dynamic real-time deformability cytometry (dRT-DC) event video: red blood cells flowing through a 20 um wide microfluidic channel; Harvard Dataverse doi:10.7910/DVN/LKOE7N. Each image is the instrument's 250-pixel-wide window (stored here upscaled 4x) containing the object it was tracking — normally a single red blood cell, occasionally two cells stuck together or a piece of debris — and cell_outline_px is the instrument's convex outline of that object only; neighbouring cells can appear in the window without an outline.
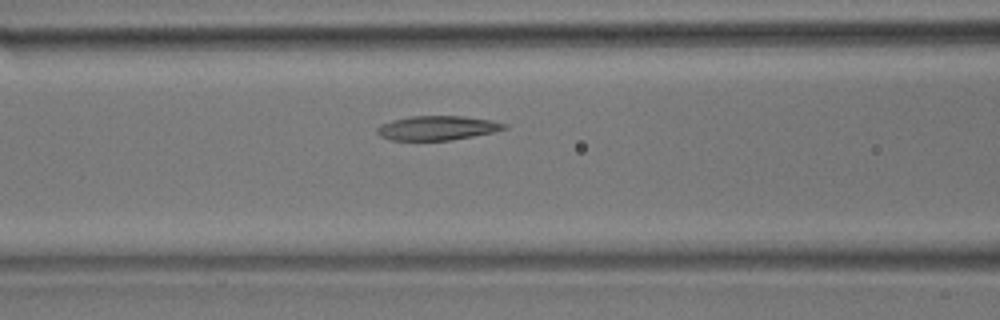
{"species": "common noctule bat (a hibernating species)", "species_latin": "Nyctalus noctula", "temperature_condition": "room temperature", "stored_images_in_passage": 36, "camera_frame_rate_fps": 3000, "um_per_image_px": 0.085, "animal": {"sex": "male", "body_mass_g": 17.9}, "frame": {"image": 1, "passage_image": 9, "time_ms": 2.667, "image_size_px": [1000, 320], "cell_outline_px": [[508, 128], [492, 132], [452, 140], [392, 140], [380, 136], [376, 132], [376, 128], [380, 124], [392, 120], [408, 116], [460, 116], [492, 120], [508, 124]], "centroid_in_image_um": [37.15, 10.87], "position_along_channel_um": 129.5, "area_um2": 18.03}}
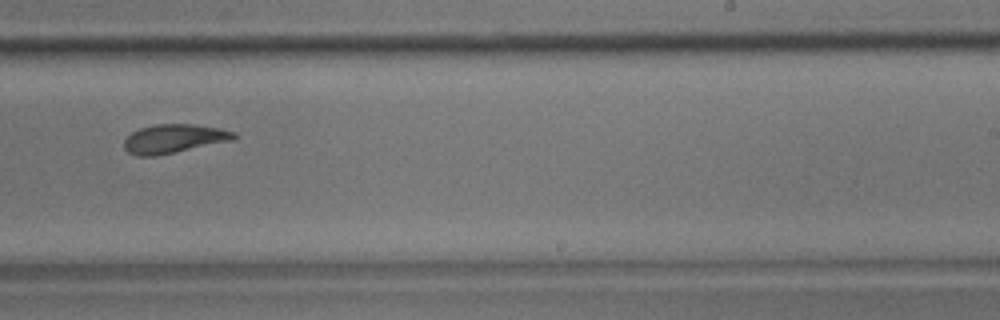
{"frame": {"image": 2, "passage_image": 19, "time_ms": 6.0, "image_size_px": [1000, 320], "cell_outline_px": [[240, 136], [236, 140], [156, 156], [136, 156], [128, 152], [124, 148], [124, 140], [132, 132], [140, 128], [156, 124], [192, 124], [220, 128], [236, 132]], "centroid_in_image_um": [14.84, 11.79], "position_along_channel_um": 274.2, "area_um2": 18.73}}
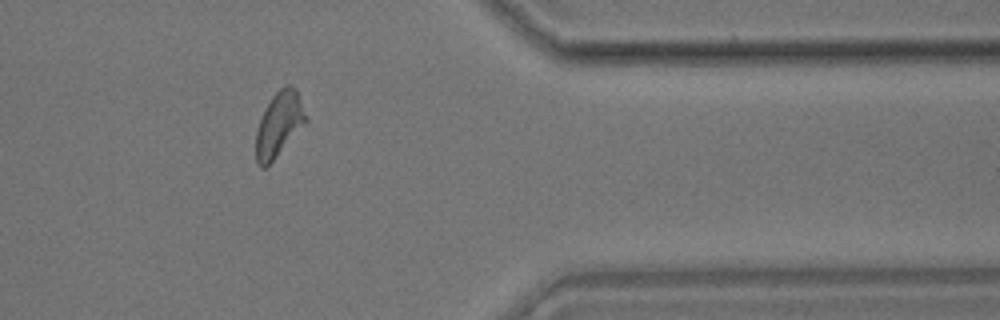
{"frame": {"image": 3, "passage_image": 28, "time_ms": 9.0, "image_size_px": [1000, 320], "cell_outline_px": [[308, 120], [276, 156], [264, 168], [260, 168], [256, 164], [256, 132], [260, 120], [272, 96], [280, 88], [288, 84], [292, 84], [296, 88], [308, 116]], "centroid_in_image_um": [23.73, 10.54], "position_along_channel_um": 387.7, "area_um2": 18.55}}